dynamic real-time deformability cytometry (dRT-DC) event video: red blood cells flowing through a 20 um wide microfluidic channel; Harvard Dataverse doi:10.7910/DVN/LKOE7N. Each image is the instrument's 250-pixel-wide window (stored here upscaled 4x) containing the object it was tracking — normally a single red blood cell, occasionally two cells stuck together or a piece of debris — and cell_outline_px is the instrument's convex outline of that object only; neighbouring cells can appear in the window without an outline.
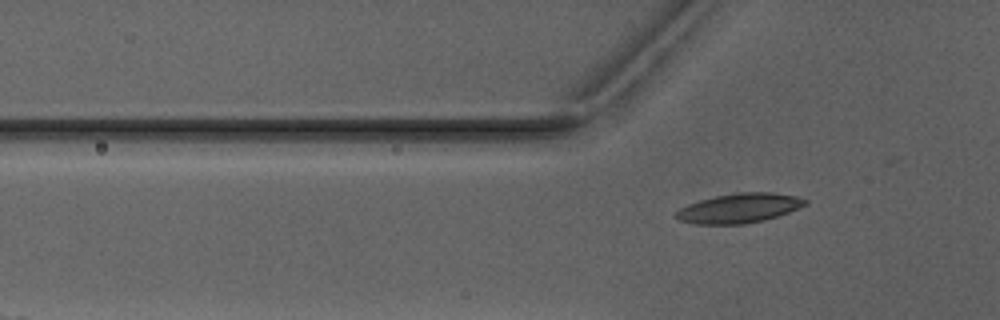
{"species": "Egyptian fruit bat (a non-hibernating species)", "species_latin": "Rousettus aegyptiacus", "temperature_condition": "warm", "stored_images_in_passage": 5, "camera_frame_rate_fps": 3000, "um_per_image_px": 0.085, "animal": {"sex": "male"}, "frame": {"image": 1, "passage_image": 5, "time_ms": 4.667, "image_size_px": [1000, 320], "cell_outline_px": [[808, 204], [788, 212], [764, 220], [744, 224], [700, 224], [680, 220], [672, 216], [680, 208], [688, 204], [700, 200], [716, 196], [740, 192], [772, 192], [796, 196], [808, 200]], "centroid_in_image_um": [62.84, 17.69], "position_along_channel_um": 63.0, "area_um2": 22.08}}